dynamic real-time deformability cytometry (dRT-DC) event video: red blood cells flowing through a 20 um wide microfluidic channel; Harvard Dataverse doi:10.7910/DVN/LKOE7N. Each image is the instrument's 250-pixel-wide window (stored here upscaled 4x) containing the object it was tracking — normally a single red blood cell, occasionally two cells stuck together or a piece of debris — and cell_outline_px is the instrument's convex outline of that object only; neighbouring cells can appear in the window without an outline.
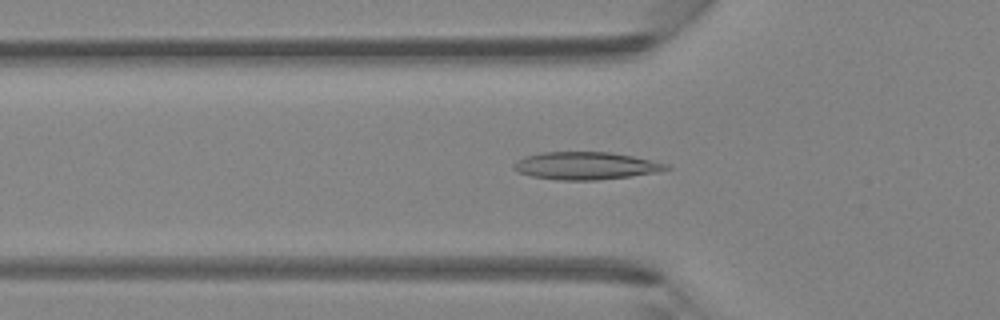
{"species": "Egyptian fruit bat (a non-hibernating species)", "species_latin": "Rousettus aegyptiacus", "temperature_condition": "room temperature", "stored_images_in_passage": 45, "camera_frame_rate_fps": 3000, "um_per_image_px": 0.085, "animal": {"sex": "female"}, "frame": {"image": 1, "passage_image": 15, "time_ms": 4.667, "image_size_px": [1000, 320], "cell_outline_px": [[672, 168], [656, 172], [628, 176], [596, 180], [556, 180], [532, 176], [520, 172], [512, 168], [512, 164], [524, 156], [540, 152], [612, 152], [652, 160], [668, 164]], "centroid_in_image_um": [49.77, 14.08], "position_along_channel_um": 76.0, "area_um2": 24.45}}
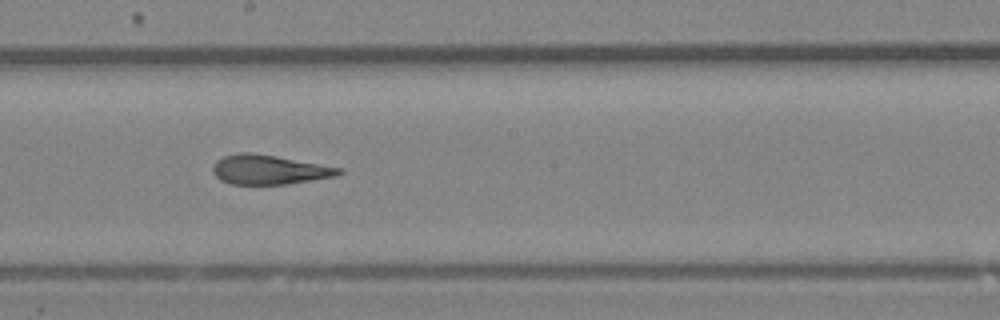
{"frame": {"image": 2, "passage_image": 25, "time_ms": 8.0, "image_size_px": [1000, 320], "cell_outline_px": [[344, 172], [336, 176], [288, 184], [232, 184], [220, 180], [212, 172], [212, 164], [216, 160], [224, 156], [236, 152], [252, 152], [276, 156], [344, 168]], "centroid_in_image_um": [22.87, 14.41], "position_along_channel_um": 225.3, "area_um2": 21.85}}
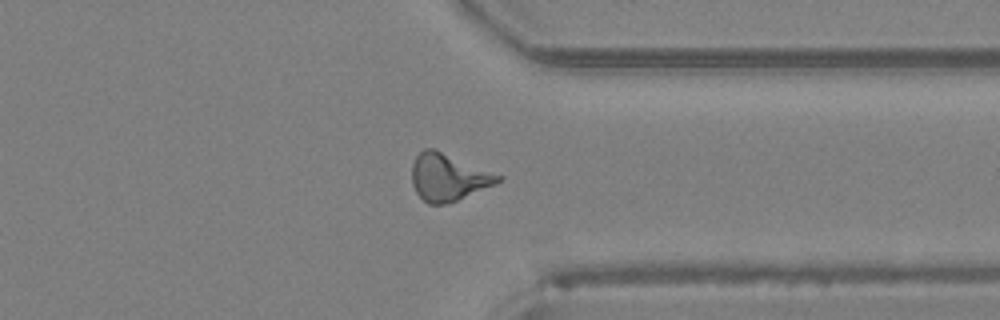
{"frame": {"image": 3, "passage_image": 35, "time_ms": 11.333, "image_size_px": [1000, 320], "cell_outline_px": [[504, 180], [496, 184], [448, 204], [428, 204], [416, 192], [412, 184], [412, 164], [416, 156], [424, 148], [436, 148], [504, 176]], "centroid_in_image_um": [38.13, 15.05], "position_along_channel_um": 373.3, "area_um2": 24.04}}